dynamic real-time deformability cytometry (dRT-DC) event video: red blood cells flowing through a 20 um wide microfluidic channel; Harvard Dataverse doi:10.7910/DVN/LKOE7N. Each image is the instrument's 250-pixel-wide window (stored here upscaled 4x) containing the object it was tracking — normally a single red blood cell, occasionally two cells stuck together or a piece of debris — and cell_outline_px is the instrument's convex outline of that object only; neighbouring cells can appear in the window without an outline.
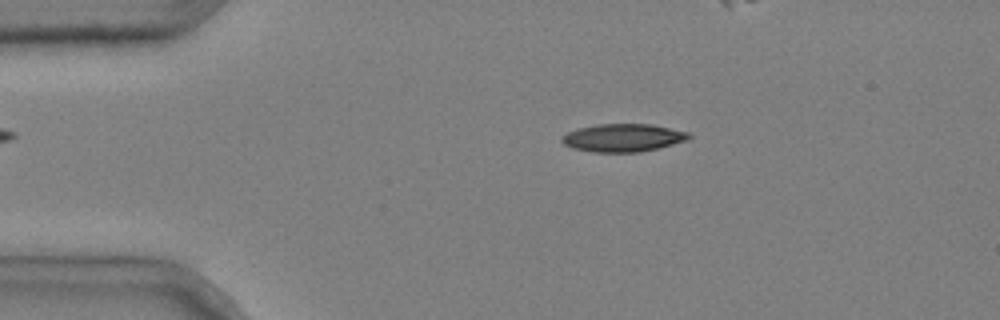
{"species": "common noctule bat (a hibernating species)", "species_latin": "Nyctalus noctula", "temperature_condition": "cold", "stored_images_in_passage": 5, "camera_frame_rate_fps": 3000, "um_per_image_px": 0.085, "animal": {"sex": "male", "body_mass_g": 20.4}, "frame": {"image": 1, "passage_image": 5, "time_ms": 1.333, "image_size_px": [1000, 320], "cell_outline_px": [[692, 136], [688, 140], [640, 152], [592, 152], [572, 148], [564, 144], [560, 140], [568, 132], [576, 128], [596, 124], [652, 124], [688, 132]], "centroid_in_image_um": [52.94, 11.7], "position_along_channel_um": 32.1, "area_um2": 20.63}}